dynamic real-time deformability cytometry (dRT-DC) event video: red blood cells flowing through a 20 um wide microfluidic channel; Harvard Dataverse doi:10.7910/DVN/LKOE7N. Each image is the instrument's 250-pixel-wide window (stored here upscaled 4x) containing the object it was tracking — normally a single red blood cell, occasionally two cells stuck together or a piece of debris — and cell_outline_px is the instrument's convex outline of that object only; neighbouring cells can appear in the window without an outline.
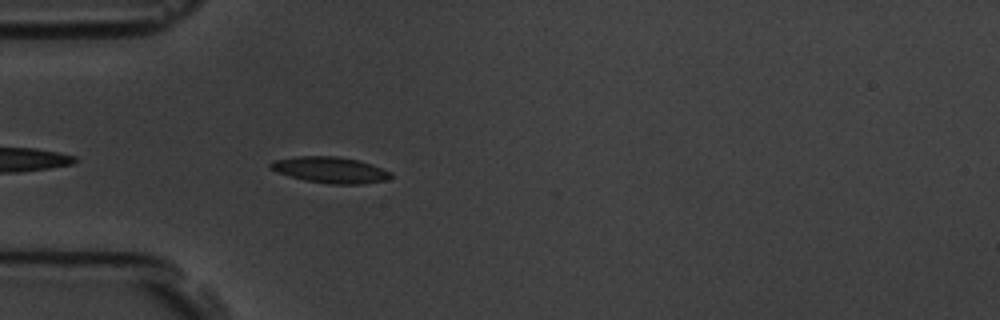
{"species": "common noctule bat (a hibernating species)", "species_latin": "Nyctalus noctula", "temperature_condition": "room temperature", "stored_images_in_passage": 4, "camera_frame_rate_fps": 3000, "um_per_image_px": 0.085, "animal": {"sex": "male", "body_mass_g": 19.5, "forearm_length_mm": 54.6}, "frame": {"image": 1, "passage_image": 4, "time_ms": 3.667, "image_size_px": [1000, 320], "cell_outline_px": [[392, 176], [384, 180], [360, 184], [332, 184], [304, 180], [288, 176], [276, 172], [268, 168], [268, 164], [272, 160], [296, 156], [340, 156], [372, 164], [392, 172]], "centroid_in_image_um": [28.01, 14.43], "position_along_channel_um": 57.0, "area_um2": 18.44}}